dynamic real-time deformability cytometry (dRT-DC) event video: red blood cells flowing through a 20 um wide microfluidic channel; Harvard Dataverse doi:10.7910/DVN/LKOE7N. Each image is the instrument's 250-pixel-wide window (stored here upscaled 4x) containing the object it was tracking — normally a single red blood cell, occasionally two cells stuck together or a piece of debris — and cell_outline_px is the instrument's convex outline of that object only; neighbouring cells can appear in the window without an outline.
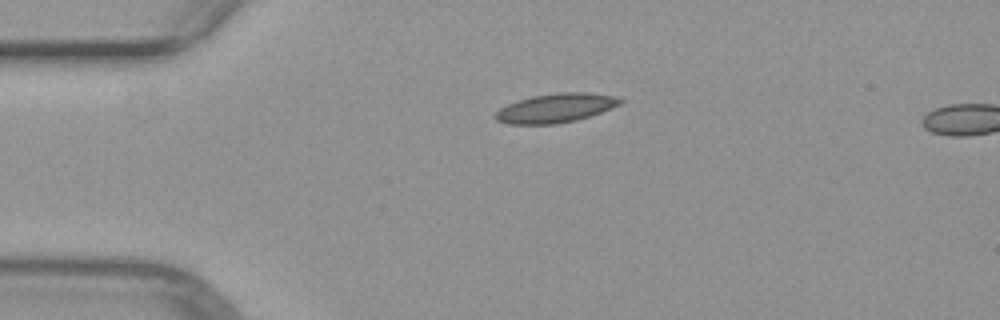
{"species": "common noctule bat (a hibernating species)", "species_latin": "Nyctalus noctula", "temperature_condition": "warm", "stored_images_in_passage": 41, "segment_of_instrument_passage": [1, 2], "camera_frame_rate_fps": 3000, "um_per_image_px": 0.085, "animal": {"sex": "female", "body_mass_g": 29.2, "forearm_length_mm": 56.3}, "frame": {"image": 1, "passage_image": 1, "time_ms": 0.0, "image_size_px": [1000, 320], "cell_outline_px": [[624, 100], [620, 104], [600, 112], [576, 120], [556, 124], [508, 124], [496, 120], [492, 116], [500, 108], [516, 100], [532, 96], [560, 92], [584, 92], [616, 96]], "centroid_in_image_um": [47.19, 9.18], "position_along_channel_um": 37.8, "area_um2": 21.1}}
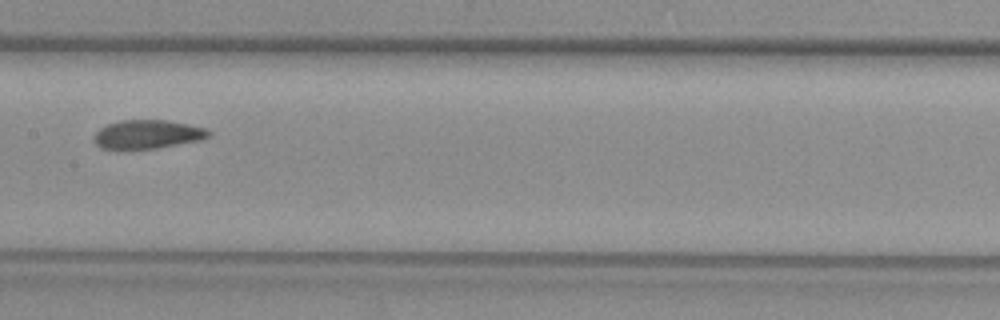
{"frame": {"image": 2, "passage_image": 15, "time_ms": 4.667, "image_size_px": [1000, 320], "cell_outline_px": [[212, 136], [200, 140], [156, 148], [104, 148], [96, 144], [92, 140], [92, 136], [100, 128], [108, 124], [120, 120], [168, 120], [208, 128], [212, 132]], "centroid_in_image_um": [12.58, 11.4], "position_along_channel_um": 194.8, "area_um2": 19.19}}
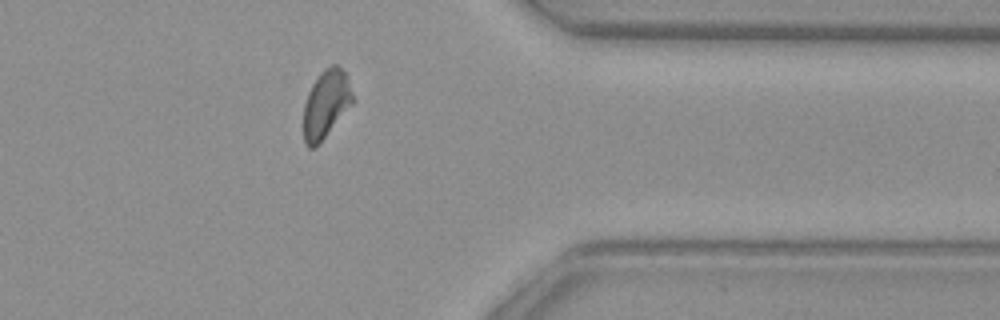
{"frame": {"image": 3, "passage_image": 30, "time_ms": 9.667, "image_size_px": [1000, 320], "cell_outline_px": [[352, 104], [316, 148], [308, 148], [304, 144], [304, 104], [308, 92], [312, 84], [320, 72], [324, 68], [332, 64], [336, 64], [344, 72], [352, 96]], "centroid_in_image_um": [27.66, 8.88], "position_along_channel_um": 383.7, "area_um2": 19.19}}